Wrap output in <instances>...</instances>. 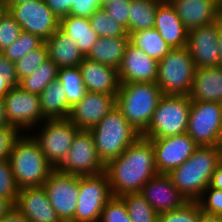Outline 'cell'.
I'll return each instance as SVG.
<instances>
[{"instance_id": "1", "label": "cell", "mask_w": 222, "mask_h": 222, "mask_svg": "<svg viewBox=\"0 0 222 222\" xmlns=\"http://www.w3.org/2000/svg\"><path fill=\"white\" fill-rule=\"evenodd\" d=\"M113 196L140 192L143 185L158 174L153 144L139 136L126 150L106 165Z\"/></svg>"}, {"instance_id": "2", "label": "cell", "mask_w": 222, "mask_h": 222, "mask_svg": "<svg viewBox=\"0 0 222 222\" xmlns=\"http://www.w3.org/2000/svg\"><path fill=\"white\" fill-rule=\"evenodd\" d=\"M222 161L221 146H198L194 153L168 175L189 202H197L209 186L213 172Z\"/></svg>"}, {"instance_id": "3", "label": "cell", "mask_w": 222, "mask_h": 222, "mask_svg": "<svg viewBox=\"0 0 222 222\" xmlns=\"http://www.w3.org/2000/svg\"><path fill=\"white\" fill-rule=\"evenodd\" d=\"M17 187H41L55 169L45 158L39 143L28 132L14 142L9 159Z\"/></svg>"}, {"instance_id": "4", "label": "cell", "mask_w": 222, "mask_h": 222, "mask_svg": "<svg viewBox=\"0 0 222 222\" xmlns=\"http://www.w3.org/2000/svg\"><path fill=\"white\" fill-rule=\"evenodd\" d=\"M163 95L156 82L122 83L116 96V108L142 134Z\"/></svg>"}, {"instance_id": "5", "label": "cell", "mask_w": 222, "mask_h": 222, "mask_svg": "<svg viewBox=\"0 0 222 222\" xmlns=\"http://www.w3.org/2000/svg\"><path fill=\"white\" fill-rule=\"evenodd\" d=\"M90 131L98 156L105 165L141 136L116 107Z\"/></svg>"}, {"instance_id": "6", "label": "cell", "mask_w": 222, "mask_h": 222, "mask_svg": "<svg viewBox=\"0 0 222 222\" xmlns=\"http://www.w3.org/2000/svg\"><path fill=\"white\" fill-rule=\"evenodd\" d=\"M190 109L189 96L164 94L147 129L141 135L148 139H156L186 133Z\"/></svg>"}, {"instance_id": "7", "label": "cell", "mask_w": 222, "mask_h": 222, "mask_svg": "<svg viewBox=\"0 0 222 222\" xmlns=\"http://www.w3.org/2000/svg\"><path fill=\"white\" fill-rule=\"evenodd\" d=\"M195 69L187 47L173 48L158 62L156 83L165 95L188 96L192 89Z\"/></svg>"}, {"instance_id": "8", "label": "cell", "mask_w": 222, "mask_h": 222, "mask_svg": "<svg viewBox=\"0 0 222 222\" xmlns=\"http://www.w3.org/2000/svg\"><path fill=\"white\" fill-rule=\"evenodd\" d=\"M36 128L38 133L32 132L31 135L39 143L48 162L57 169L66 158L79 128L68 118L46 119Z\"/></svg>"}, {"instance_id": "9", "label": "cell", "mask_w": 222, "mask_h": 222, "mask_svg": "<svg viewBox=\"0 0 222 222\" xmlns=\"http://www.w3.org/2000/svg\"><path fill=\"white\" fill-rule=\"evenodd\" d=\"M186 133L198 146H221L222 103L191 101Z\"/></svg>"}, {"instance_id": "10", "label": "cell", "mask_w": 222, "mask_h": 222, "mask_svg": "<svg viewBox=\"0 0 222 222\" xmlns=\"http://www.w3.org/2000/svg\"><path fill=\"white\" fill-rule=\"evenodd\" d=\"M113 197L106 172L80 177L74 222H99L105 204Z\"/></svg>"}, {"instance_id": "11", "label": "cell", "mask_w": 222, "mask_h": 222, "mask_svg": "<svg viewBox=\"0 0 222 222\" xmlns=\"http://www.w3.org/2000/svg\"><path fill=\"white\" fill-rule=\"evenodd\" d=\"M59 171L76 176L99 175L106 165L98 156L90 130H78L66 158L57 168Z\"/></svg>"}, {"instance_id": "12", "label": "cell", "mask_w": 222, "mask_h": 222, "mask_svg": "<svg viewBox=\"0 0 222 222\" xmlns=\"http://www.w3.org/2000/svg\"><path fill=\"white\" fill-rule=\"evenodd\" d=\"M8 12L21 26V30L49 39L58 29L60 19L47 6L45 0H34L20 4H7Z\"/></svg>"}, {"instance_id": "13", "label": "cell", "mask_w": 222, "mask_h": 222, "mask_svg": "<svg viewBox=\"0 0 222 222\" xmlns=\"http://www.w3.org/2000/svg\"><path fill=\"white\" fill-rule=\"evenodd\" d=\"M4 102L9 125L15 127L21 134L27 133L30 129L31 132L32 129L35 132L34 129L46 120L41 111L38 94L24 91L16 86L5 95Z\"/></svg>"}, {"instance_id": "14", "label": "cell", "mask_w": 222, "mask_h": 222, "mask_svg": "<svg viewBox=\"0 0 222 222\" xmlns=\"http://www.w3.org/2000/svg\"><path fill=\"white\" fill-rule=\"evenodd\" d=\"M52 207L62 222H74L80 192V176L54 169L43 184Z\"/></svg>"}, {"instance_id": "15", "label": "cell", "mask_w": 222, "mask_h": 222, "mask_svg": "<svg viewBox=\"0 0 222 222\" xmlns=\"http://www.w3.org/2000/svg\"><path fill=\"white\" fill-rule=\"evenodd\" d=\"M150 140L158 173L168 174L172 169L179 167L198 147L187 133Z\"/></svg>"}, {"instance_id": "16", "label": "cell", "mask_w": 222, "mask_h": 222, "mask_svg": "<svg viewBox=\"0 0 222 222\" xmlns=\"http://www.w3.org/2000/svg\"><path fill=\"white\" fill-rule=\"evenodd\" d=\"M219 20L188 31L187 49L196 68L219 66Z\"/></svg>"}, {"instance_id": "17", "label": "cell", "mask_w": 222, "mask_h": 222, "mask_svg": "<svg viewBox=\"0 0 222 222\" xmlns=\"http://www.w3.org/2000/svg\"><path fill=\"white\" fill-rule=\"evenodd\" d=\"M116 107V96L87 91L84 97L71 107L68 119L79 130H91Z\"/></svg>"}, {"instance_id": "18", "label": "cell", "mask_w": 222, "mask_h": 222, "mask_svg": "<svg viewBox=\"0 0 222 222\" xmlns=\"http://www.w3.org/2000/svg\"><path fill=\"white\" fill-rule=\"evenodd\" d=\"M140 193L158 214L180 209L189 202L165 173H158L151 178Z\"/></svg>"}, {"instance_id": "19", "label": "cell", "mask_w": 222, "mask_h": 222, "mask_svg": "<svg viewBox=\"0 0 222 222\" xmlns=\"http://www.w3.org/2000/svg\"><path fill=\"white\" fill-rule=\"evenodd\" d=\"M157 75L158 61L150 58L144 51L129 42L118 69L120 84L156 82Z\"/></svg>"}, {"instance_id": "20", "label": "cell", "mask_w": 222, "mask_h": 222, "mask_svg": "<svg viewBox=\"0 0 222 222\" xmlns=\"http://www.w3.org/2000/svg\"><path fill=\"white\" fill-rule=\"evenodd\" d=\"M15 207L31 222H62L43 186L19 189Z\"/></svg>"}, {"instance_id": "21", "label": "cell", "mask_w": 222, "mask_h": 222, "mask_svg": "<svg viewBox=\"0 0 222 222\" xmlns=\"http://www.w3.org/2000/svg\"><path fill=\"white\" fill-rule=\"evenodd\" d=\"M169 1L188 31L219 20L220 4L216 0Z\"/></svg>"}, {"instance_id": "22", "label": "cell", "mask_w": 222, "mask_h": 222, "mask_svg": "<svg viewBox=\"0 0 222 222\" xmlns=\"http://www.w3.org/2000/svg\"><path fill=\"white\" fill-rule=\"evenodd\" d=\"M79 68L87 91L117 96L120 81L116 68L86 57L80 63Z\"/></svg>"}, {"instance_id": "23", "label": "cell", "mask_w": 222, "mask_h": 222, "mask_svg": "<svg viewBox=\"0 0 222 222\" xmlns=\"http://www.w3.org/2000/svg\"><path fill=\"white\" fill-rule=\"evenodd\" d=\"M154 28L170 48L186 47L188 30L184 27V24L169 0H163L158 5Z\"/></svg>"}, {"instance_id": "24", "label": "cell", "mask_w": 222, "mask_h": 222, "mask_svg": "<svg viewBox=\"0 0 222 222\" xmlns=\"http://www.w3.org/2000/svg\"><path fill=\"white\" fill-rule=\"evenodd\" d=\"M188 96L191 101L222 103V67L196 68Z\"/></svg>"}, {"instance_id": "25", "label": "cell", "mask_w": 222, "mask_h": 222, "mask_svg": "<svg viewBox=\"0 0 222 222\" xmlns=\"http://www.w3.org/2000/svg\"><path fill=\"white\" fill-rule=\"evenodd\" d=\"M48 58L58 67H76L85 58L80 52L77 43L72 41L60 28L45 41Z\"/></svg>"}, {"instance_id": "26", "label": "cell", "mask_w": 222, "mask_h": 222, "mask_svg": "<svg viewBox=\"0 0 222 222\" xmlns=\"http://www.w3.org/2000/svg\"><path fill=\"white\" fill-rule=\"evenodd\" d=\"M128 44V33L124 37H99L86 58L118 70Z\"/></svg>"}, {"instance_id": "27", "label": "cell", "mask_w": 222, "mask_h": 222, "mask_svg": "<svg viewBox=\"0 0 222 222\" xmlns=\"http://www.w3.org/2000/svg\"><path fill=\"white\" fill-rule=\"evenodd\" d=\"M59 28L77 43L80 52L86 57L97 42L98 35L92 29L89 18L67 15L60 19Z\"/></svg>"}, {"instance_id": "28", "label": "cell", "mask_w": 222, "mask_h": 222, "mask_svg": "<svg viewBox=\"0 0 222 222\" xmlns=\"http://www.w3.org/2000/svg\"><path fill=\"white\" fill-rule=\"evenodd\" d=\"M40 106L46 119H66L71 107L66 100L63 86L58 80L51 82L39 95Z\"/></svg>"}, {"instance_id": "29", "label": "cell", "mask_w": 222, "mask_h": 222, "mask_svg": "<svg viewBox=\"0 0 222 222\" xmlns=\"http://www.w3.org/2000/svg\"><path fill=\"white\" fill-rule=\"evenodd\" d=\"M163 0H130L128 34L154 27L156 10Z\"/></svg>"}, {"instance_id": "30", "label": "cell", "mask_w": 222, "mask_h": 222, "mask_svg": "<svg viewBox=\"0 0 222 222\" xmlns=\"http://www.w3.org/2000/svg\"><path fill=\"white\" fill-rule=\"evenodd\" d=\"M129 42L158 62L172 49L154 27L132 32L129 34Z\"/></svg>"}, {"instance_id": "31", "label": "cell", "mask_w": 222, "mask_h": 222, "mask_svg": "<svg viewBox=\"0 0 222 222\" xmlns=\"http://www.w3.org/2000/svg\"><path fill=\"white\" fill-rule=\"evenodd\" d=\"M59 67L49 58L31 75L19 81V87L27 92L40 95L47 85L58 79Z\"/></svg>"}, {"instance_id": "32", "label": "cell", "mask_w": 222, "mask_h": 222, "mask_svg": "<svg viewBox=\"0 0 222 222\" xmlns=\"http://www.w3.org/2000/svg\"><path fill=\"white\" fill-rule=\"evenodd\" d=\"M57 80L64 88L66 100L70 107L77 104L87 92L79 66L60 68Z\"/></svg>"}, {"instance_id": "33", "label": "cell", "mask_w": 222, "mask_h": 222, "mask_svg": "<svg viewBox=\"0 0 222 222\" xmlns=\"http://www.w3.org/2000/svg\"><path fill=\"white\" fill-rule=\"evenodd\" d=\"M127 207L132 222H158V213L146 201L140 192L126 193L120 196Z\"/></svg>"}, {"instance_id": "34", "label": "cell", "mask_w": 222, "mask_h": 222, "mask_svg": "<svg viewBox=\"0 0 222 222\" xmlns=\"http://www.w3.org/2000/svg\"><path fill=\"white\" fill-rule=\"evenodd\" d=\"M89 20L98 37H124L127 34L126 29L108 16L103 7L95 11Z\"/></svg>"}, {"instance_id": "35", "label": "cell", "mask_w": 222, "mask_h": 222, "mask_svg": "<svg viewBox=\"0 0 222 222\" xmlns=\"http://www.w3.org/2000/svg\"><path fill=\"white\" fill-rule=\"evenodd\" d=\"M44 42L45 41L42 40L39 36L22 31L18 39L1 53L10 61L16 63L31 50L41 46Z\"/></svg>"}, {"instance_id": "36", "label": "cell", "mask_w": 222, "mask_h": 222, "mask_svg": "<svg viewBox=\"0 0 222 222\" xmlns=\"http://www.w3.org/2000/svg\"><path fill=\"white\" fill-rule=\"evenodd\" d=\"M47 59L48 50L44 42L15 63V74L18 81L31 75Z\"/></svg>"}, {"instance_id": "37", "label": "cell", "mask_w": 222, "mask_h": 222, "mask_svg": "<svg viewBox=\"0 0 222 222\" xmlns=\"http://www.w3.org/2000/svg\"><path fill=\"white\" fill-rule=\"evenodd\" d=\"M198 202H188L182 208L158 215V222H200L202 215Z\"/></svg>"}, {"instance_id": "38", "label": "cell", "mask_w": 222, "mask_h": 222, "mask_svg": "<svg viewBox=\"0 0 222 222\" xmlns=\"http://www.w3.org/2000/svg\"><path fill=\"white\" fill-rule=\"evenodd\" d=\"M99 222H132L124 200L113 196L104 206Z\"/></svg>"}, {"instance_id": "39", "label": "cell", "mask_w": 222, "mask_h": 222, "mask_svg": "<svg viewBox=\"0 0 222 222\" xmlns=\"http://www.w3.org/2000/svg\"><path fill=\"white\" fill-rule=\"evenodd\" d=\"M19 188L15 182L9 160L0 162V197L11 200L14 204L17 201Z\"/></svg>"}, {"instance_id": "40", "label": "cell", "mask_w": 222, "mask_h": 222, "mask_svg": "<svg viewBox=\"0 0 222 222\" xmlns=\"http://www.w3.org/2000/svg\"><path fill=\"white\" fill-rule=\"evenodd\" d=\"M197 202L203 214L222 218V190L208 186Z\"/></svg>"}, {"instance_id": "41", "label": "cell", "mask_w": 222, "mask_h": 222, "mask_svg": "<svg viewBox=\"0 0 222 222\" xmlns=\"http://www.w3.org/2000/svg\"><path fill=\"white\" fill-rule=\"evenodd\" d=\"M21 32V26L7 12L0 20V52L16 41Z\"/></svg>"}, {"instance_id": "42", "label": "cell", "mask_w": 222, "mask_h": 222, "mask_svg": "<svg viewBox=\"0 0 222 222\" xmlns=\"http://www.w3.org/2000/svg\"><path fill=\"white\" fill-rule=\"evenodd\" d=\"M129 4L130 0H113L112 2L103 6L108 16H111L116 22L121 24L128 33V19H129Z\"/></svg>"}, {"instance_id": "43", "label": "cell", "mask_w": 222, "mask_h": 222, "mask_svg": "<svg viewBox=\"0 0 222 222\" xmlns=\"http://www.w3.org/2000/svg\"><path fill=\"white\" fill-rule=\"evenodd\" d=\"M21 133L13 126L0 127V162L8 160L15 140Z\"/></svg>"}, {"instance_id": "44", "label": "cell", "mask_w": 222, "mask_h": 222, "mask_svg": "<svg viewBox=\"0 0 222 222\" xmlns=\"http://www.w3.org/2000/svg\"><path fill=\"white\" fill-rule=\"evenodd\" d=\"M102 8L99 0H74L70 15L90 18L91 15Z\"/></svg>"}, {"instance_id": "45", "label": "cell", "mask_w": 222, "mask_h": 222, "mask_svg": "<svg viewBox=\"0 0 222 222\" xmlns=\"http://www.w3.org/2000/svg\"><path fill=\"white\" fill-rule=\"evenodd\" d=\"M74 0H45L47 6L59 18H63L70 14Z\"/></svg>"}, {"instance_id": "46", "label": "cell", "mask_w": 222, "mask_h": 222, "mask_svg": "<svg viewBox=\"0 0 222 222\" xmlns=\"http://www.w3.org/2000/svg\"><path fill=\"white\" fill-rule=\"evenodd\" d=\"M19 85L16 75H0V98H4L12 87Z\"/></svg>"}, {"instance_id": "47", "label": "cell", "mask_w": 222, "mask_h": 222, "mask_svg": "<svg viewBox=\"0 0 222 222\" xmlns=\"http://www.w3.org/2000/svg\"><path fill=\"white\" fill-rule=\"evenodd\" d=\"M0 75H16L15 63L0 52Z\"/></svg>"}, {"instance_id": "48", "label": "cell", "mask_w": 222, "mask_h": 222, "mask_svg": "<svg viewBox=\"0 0 222 222\" xmlns=\"http://www.w3.org/2000/svg\"><path fill=\"white\" fill-rule=\"evenodd\" d=\"M0 222H31L24 214L14 207Z\"/></svg>"}, {"instance_id": "49", "label": "cell", "mask_w": 222, "mask_h": 222, "mask_svg": "<svg viewBox=\"0 0 222 222\" xmlns=\"http://www.w3.org/2000/svg\"><path fill=\"white\" fill-rule=\"evenodd\" d=\"M209 186L222 190V161L217 165L213 172Z\"/></svg>"}, {"instance_id": "50", "label": "cell", "mask_w": 222, "mask_h": 222, "mask_svg": "<svg viewBox=\"0 0 222 222\" xmlns=\"http://www.w3.org/2000/svg\"><path fill=\"white\" fill-rule=\"evenodd\" d=\"M14 207L15 204L11 200L0 197V220L4 218Z\"/></svg>"}, {"instance_id": "51", "label": "cell", "mask_w": 222, "mask_h": 222, "mask_svg": "<svg viewBox=\"0 0 222 222\" xmlns=\"http://www.w3.org/2000/svg\"><path fill=\"white\" fill-rule=\"evenodd\" d=\"M9 125L8 119L6 116L5 102L4 98H0V127Z\"/></svg>"}, {"instance_id": "52", "label": "cell", "mask_w": 222, "mask_h": 222, "mask_svg": "<svg viewBox=\"0 0 222 222\" xmlns=\"http://www.w3.org/2000/svg\"><path fill=\"white\" fill-rule=\"evenodd\" d=\"M200 222H222V218L202 214L200 218Z\"/></svg>"}, {"instance_id": "53", "label": "cell", "mask_w": 222, "mask_h": 222, "mask_svg": "<svg viewBox=\"0 0 222 222\" xmlns=\"http://www.w3.org/2000/svg\"><path fill=\"white\" fill-rule=\"evenodd\" d=\"M218 41H219V49H220V62L219 66L222 67V23L219 20V36H218Z\"/></svg>"}, {"instance_id": "54", "label": "cell", "mask_w": 222, "mask_h": 222, "mask_svg": "<svg viewBox=\"0 0 222 222\" xmlns=\"http://www.w3.org/2000/svg\"><path fill=\"white\" fill-rule=\"evenodd\" d=\"M8 12V6L5 0H0V20L4 17V15Z\"/></svg>"}, {"instance_id": "55", "label": "cell", "mask_w": 222, "mask_h": 222, "mask_svg": "<svg viewBox=\"0 0 222 222\" xmlns=\"http://www.w3.org/2000/svg\"><path fill=\"white\" fill-rule=\"evenodd\" d=\"M28 1H34V0H5L7 4H20V3H26Z\"/></svg>"}, {"instance_id": "56", "label": "cell", "mask_w": 222, "mask_h": 222, "mask_svg": "<svg viewBox=\"0 0 222 222\" xmlns=\"http://www.w3.org/2000/svg\"><path fill=\"white\" fill-rule=\"evenodd\" d=\"M113 0H99L101 7L105 6L106 4L112 2Z\"/></svg>"}, {"instance_id": "57", "label": "cell", "mask_w": 222, "mask_h": 222, "mask_svg": "<svg viewBox=\"0 0 222 222\" xmlns=\"http://www.w3.org/2000/svg\"><path fill=\"white\" fill-rule=\"evenodd\" d=\"M219 20L222 23V2L220 3Z\"/></svg>"}]
</instances>
